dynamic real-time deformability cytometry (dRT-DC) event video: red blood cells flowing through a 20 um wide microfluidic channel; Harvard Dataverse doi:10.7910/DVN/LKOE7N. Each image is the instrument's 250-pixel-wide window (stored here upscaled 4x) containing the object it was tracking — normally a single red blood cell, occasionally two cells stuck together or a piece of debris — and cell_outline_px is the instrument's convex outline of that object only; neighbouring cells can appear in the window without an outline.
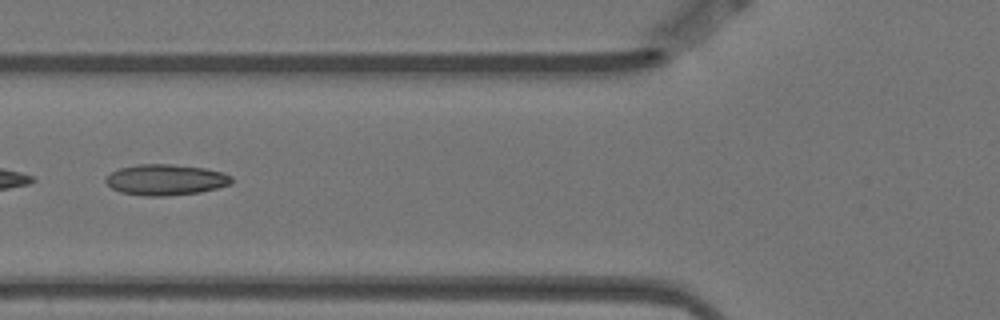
{"species": "Egyptian fruit bat (a non-hibernating species)", "species_latin": "Rousettus aegyptiacus", "temperature_condition": "warm", "stored_images_in_passage": 13, "camera_frame_rate_fps": 3000, "um_per_image_px": 0.085, "animal": {"sex": "female"}, "frame": {"image": 1, "passage_image": 4, "time_ms": 1.0, "image_size_px": [1000, 320], "cell_outline_px": [[232, 184], [200, 192], [168, 196], [144, 196], [120, 192], [112, 188], [104, 180], [112, 172], [120, 168], [136, 164], [172, 164], [204, 168], [224, 172], [232, 176]], "centroid_in_image_um": [14.1, 15.28], "position_along_channel_um": 111.7, "area_um2": 22.72}}
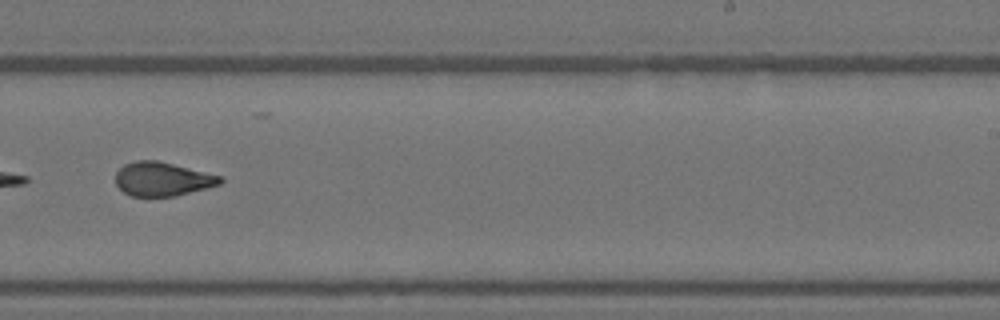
{"frame": {"image": 2, "passage_image": 8, "time_ms": 2.333, "image_size_px": [1000, 320], "cell_outline_px": [[224, 180], [220, 184], [176, 196], [132, 196], [124, 192], [116, 184], [116, 172], [124, 164], [136, 160], [156, 160], [220, 176]], "centroid_in_image_um": [13.77, 15.22], "position_along_channel_um": 275.2, "area_um2": 20.35}}
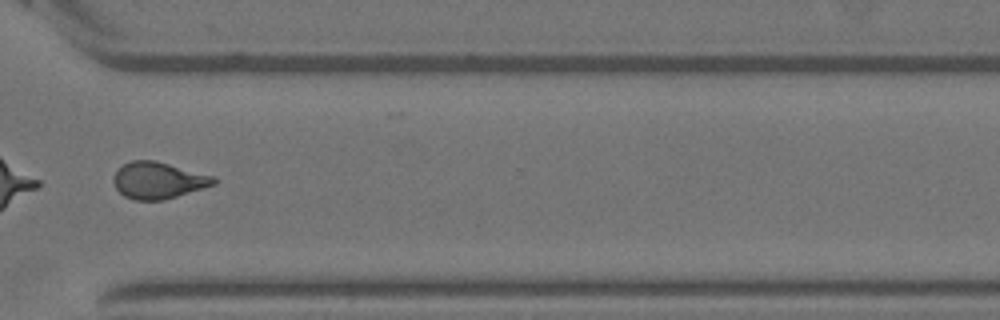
{"frame": {"image": 3, "passage_image": 10, "time_ms": 3.0, "image_size_px": [1000, 320], "cell_outline_px": [[216, 184], [164, 200], [132, 200], [124, 196], [116, 188], [112, 180], [112, 176], [124, 164], [132, 160], [156, 160], [216, 176]], "centroid_in_image_um": [13.46, 15.33], "position_along_channel_um": 357.1, "area_um2": 21.56}}